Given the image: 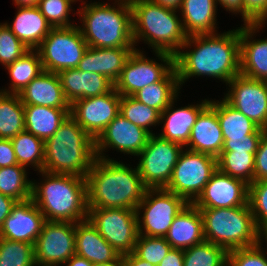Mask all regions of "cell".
<instances>
[{"mask_svg":"<svg viewBox=\"0 0 267 266\" xmlns=\"http://www.w3.org/2000/svg\"><path fill=\"white\" fill-rule=\"evenodd\" d=\"M191 46L194 47L192 50ZM174 67L180 87L196 76L216 78L227 86L240 74V27L221 34L217 31L214 34L188 36L174 55Z\"/></svg>","mask_w":267,"mask_h":266,"instance_id":"obj_1","label":"cell"},{"mask_svg":"<svg viewBox=\"0 0 267 266\" xmlns=\"http://www.w3.org/2000/svg\"><path fill=\"white\" fill-rule=\"evenodd\" d=\"M88 208L135 209L147 187L138 167L117 160L96 157L86 176Z\"/></svg>","mask_w":267,"mask_h":266,"instance_id":"obj_2","label":"cell"},{"mask_svg":"<svg viewBox=\"0 0 267 266\" xmlns=\"http://www.w3.org/2000/svg\"><path fill=\"white\" fill-rule=\"evenodd\" d=\"M42 181H32L34 204L46 221L72 222L88 217L86 177L40 171ZM44 181V182H43Z\"/></svg>","mask_w":267,"mask_h":266,"instance_id":"obj_3","label":"cell"},{"mask_svg":"<svg viewBox=\"0 0 267 266\" xmlns=\"http://www.w3.org/2000/svg\"><path fill=\"white\" fill-rule=\"evenodd\" d=\"M82 4L77 10L82 23L79 29L88 47L137 49L130 0H115L113 6L99 1Z\"/></svg>","mask_w":267,"mask_h":266,"instance_id":"obj_4","label":"cell"},{"mask_svg":"<svg viewBox=\"0 0 267 266\" xmlns=\"http://www.w3.org/2000/svg\"><path fill=\"white\" fill-rule=\"evenodd\" d=\"M43 171L86 177L94 160L95 140L69 115L45 142Z\"/></svg>","mask_w":267,"mask_h":266,"instance_id":"obj_5","label":"cell"},{"mask_svg":"<svg viewBox=\"0 0 267 266\" xmlns=\"http://www.w3.org/2000/svg\"><path fill=\"white\" fill-rule=\"evenodd\" d=\"M134 47L142 40L153 52L175 55L188 38L177 10L151 0H130Z\"/></svg>","mask_w":267,"mask_h":266,"instance_id":"obj_6","label":"cell"},{"mask_svg":"<svg viewBox=\"0 0 267 266\" xmlns=\"http://www.w3.org/2000/svg\"><path fill=\"white\" fill-rule=\"evenodd\" d=\"M205 241L227 252L258 245L259 230L249 203L231 208H199Z\"/></svg>","mask_w":267,"mask_h":266,"instance_id":"obj_7","label":"cell"},{"mask_svg":"<svg viewBox=\"0 0 267 266\" xmlns=\"http://www.w3.org/2000/svg\"><path fill=\"white\" fill-rule=\"evenodd\" d=\"M187 204L184 198L165 188H147L136 208L138 235L165 237L174 218Z\"/></svg>","mask_w":267,"mask_h":266,"instance_id":"obj_8","label":"cell"},{"mask_svg":"<svg viewBox=\"0 0 267 266\" xmlns=\"http://www.w3.org/2000/svg\"><path fill=\"white\" fill-rule=\"evenodd\" d=\"M87 48L79 26L74 25L52 28L36 50L43 71L58 73L77 68Z\"/></svg>","mask_w":267,"mask_h":266,"instance_id":"obj_9","label":"cell"},{"mask_svg":"<svg viewBox=\"0 0 267 266\" xmlns=\"http://www.w3.org/2000/svg\"><path fill=\"white\" fill-rule=\"evenodd\" d=\"M216 170V157L183 149L165 189L193 203Z\"/></svg>","mask_w":267,"mask_h":266,"instance_id":"obj_10","label":"cell"},{"mask_svg":"<svg viewBox=\"0 0 267 266\" xmlns=\"http://www.w3.org/2000/svg\"><path fill=\"white\" fill-rule=\"evenodd\" d=\"M87 218L120 256L134 251L138 237L135 209L88 208Z\"/></svg>","mask_w":267,"mask_h":266,"instance_id":"obj_11","label":"cell"},{"mask_svg":"<svg viewBox=\"0 0 267 266\" xmlns=\"http://www.w3.org/2000/svg\"><path fill=\"white\" fill-rule=\"evenodd\" d=\"M183 149L178 143L151 134L138 154L137 167L144 185L147 188H165Z\"/></svg>","mask_w":267,"mask_h":266,"instance_id":"obj_12","label":"cell"},{"mask_svg":"<svg viewBox=\"0 0 267 266\" xmlns=\"http://www.w3.org/2000/svg\"><path fill=\"white\" fill-rule=\"evenodd\" d=\"M158 60L146 58L143 51L135 49L126 61L114 88L121 96H133L145 86L161 81L174 68V55L155 52Z\"/></svg>","mask_w":267,"mask_h":266,"instance_id":"obj_13","label":"cell"},{"mask_svg":"<svg viewBox=\"0 0 267 266\" xmlns=\"http://www.w3.org/2000/svg\"><path fill=\"white\" fill-rule=\"evenodd\" d=\"M76 223L45 221L34 244L37 266H58L75 254Z\"/></svg>","mask_w":267,"mask_h":266,"instance_id":"obj_14","label":"cell"},{"mask_svg":"<svg viewBox=\"0 0 267 266\" xmlns=\"http://www.w3.org/2000/svg\"><path fill=\"white\" fill-rule=\"evenodd\" d=\"M227 85L229 88L224 99L257 126L267 130V81L239 74Z\"/></svg>","mask_w":267,"mask_h":266,"instance_id":"obj_15","label":"cell"},{"mask_svg":"<svg viewBox=\"0 0 267 266\" xmlns=\"http://www.w3.org/2000/svg\"><path fill=\"white\" fill-rule=\"evenodd\" d=\"M121 95L113 87L108 93L76 100L70 115L94 139L120 113Z\"/></svg>","mask_w":267,"mask_h":266,"instance_id":"obj_16","label":"cell"},{"mask_svg":"<svg viewBox=\"0 0 267 266\" xmlns=\"http://www.w3.org/2000/svg\"><path fill=\"white\" fill-rule=\"evenodd\" d=\"M150 135L144 128L134 125L119 113L95 140L96 157L110 160V157L103 153L108 148L138 156L146 146Z\"/></svg>","mask_w":267,"mask_h":266,"instance_id":"obj_17","label":"cell"},{"mask_svg":"<svg viewBox=\"0 0 267 266\" xmlns=\"http://www.w3.org/2000/svg\"><path fill=\"white\" fill-rule=\"evenodd\" d=\"M248 196V184L217 169L193 204L197 208H231L247 205Z\"/></svg>","mask_w":267,"mask_h":266,"instance_id":"obj_18","label":"cell"},{"mask_svg":"<svg viewBox=\"0 0 267 266\" xmlns=\"http://www.w3.org/2000/svg\"><path fill=\"white\" fill-rule=\"evenodd\" d=\"M45 221L44 215L32 199L16 202L4 220L0 237L34 245Z\"/></svg>","mask_w":267,"mask_h":266,"instance_id":"obj_19","label":"cell"},{"mask_svg":"<svg viewBox=\"0 0 267 266\" xmlns=\"http://www.w3.org/2000/svg\"><path fill=\"white\" fill-rule=\"evenodd\" d=\"M264 26L243 24L240 27V74L260 81H267V39L253 37Z\"/></svg>","mask_w":267,"mask_h":266,"instance_id":"obj_20","label":"cell"},{"mask_svg":"<svg viewBox=\"0 0 267 266\" xmlns=\"http://www.w3.org/2000/svg\"><path fill=\"white\" fill-rule=\"evenodd\" d=\"M223 144L224 137L217 117V100H210V104L197 117L184 148L217 158Z\"/></svg>","mask_w":267,"mask_h":266,"instance_id":"obj_21","label":"cell"},{"mask_svg":"<svg viewBox=\"0 0 267 266\" xmlns=\"http://www.w3.org/2000/svg\"><path fill=\"white\" fill-rule=\"evenodd\" d=\"M177 98L178 96L161 113L160 123H163V130H161L162 132L158 136L185 147L197 117L210 104V100L204 99L199 102L200 104H188V106L174 109V103L177 101Z\"/></svg>","mask_w":267,"mask_h":266,"instance_id":"obj_22","label":"cell"},{"mask_svg":"<svg viewBox=\"0 0 267 266\" xmlns=\"http://www.w3.org/2000/svg\"><path fill=\"white\" fill-rule=\"evenodd\" d=\"M57 74L63 93L70 104L78 99L108 93L114 87V84L105 76L84 72L77 68L64 69Z\"/></svg>","mask_w":267,"mask_h":266,"instance_id":"obj_23","label":"cell"},{"mask_svg":"<svg viewBox=\"0 0 267 266\" xmlns=\"http://www.w3.org/2000/svg\"><path fill=\"white\" fill-rule=\"evenodd\" d=\"M135 48H94L88 47L77 69L98 73L113 84L119 79L126 61Z\"/></svg>","mask_w":267,"mask_h":266,"instance_id":"obj_24","label":"cell"},{"mask_svg":"<svg viewBox=\"0 0 267 266\" xmlns=\"http://www.w3.org/2000/svg\"><path fill=\"white\" fill-rule=\"evenodd\" d=\"M23 105L53 108H71L66 99L57 73L43 71L19 94Z\"/></svg>","mask_w":267,"mask_h":266,"instance_id":"obj_25","label":"cell"},{"mask_svg":"<svg viewBox=\"0 0 267 266\" xmlns=\"http://www.w3.org/2000/svg\"><path fill=\"white\" fill-rule=\"evenodd\" d=\"M176 249H187L205 241L203 220L199 208L188 203L174 218L164 237Z\"/></svg>","mask_w":267,"mask_h":266,"instance_id":"obj_26","label":"cell"},{"mask_svg":"<svg viewBox=\"0 0 267 266\" xmlns=\"http://www.w3.org/2000/svg\"><path fill=\"white\" fill-rule=\"evenodd\" d=\"M75 242V254L93 264L116 262L121 257L88 218L76 223Z\"/></svg>","mask_w":267,"mask_h":266,"instance_id":"obj_27","label":"cell"},{"mask_svg":"<svg viewBox=\"0 0 267 266\" xmlns=\"http://www.w3.org/2000/svg\"><path fill=\"white\" fill-rule=\"evenodd\" d=\"M17 8L13 22H5V25L28 49L36 50L52 26L41 14L38 6Z\"/></svg>","mask_w":267,"mask_h":266,"instance_id":"obj_28","label":"cell"},{"mask_svg":"<svg viewBox=\"0 0 267 266\" xmlns=\"http://www.w3.org/2000/svg\"><path fill=\"white\" fill-rule=\"evenodd\" d=\"M179 11L187 36L217 33L216 0H183Z\"/></svg>","mask_w":267,"mask_h":266,"instance_id":"obj_29","label":"cell"},{"mask_svg":"<svg viewBox=\"0 0 267 266\" xmlns=\"http://www.w3.org/2000/svg\"><path fill=\"white\" fill-rule=\"evenodd\" d=\"M70 112L71 108L24 105L25 130L45 142L53 136Z\"/></svg>","mask_w":267,"mask_h":266,"instance_id":"obj_30","label":"cell"},{"mask_svg":"<svg viewBox=\"0 0 267 266\" xmlns=\"http://www.w3.org/2000/svg\"><path fill=\"white\" fill-rule=\"evenodd\" d=\"M180 89L177 71L174 67L161 81L143 87L133 97L162 113L179 96Z\"/></svg>","mask_w":267,"mask_h":266,"instance_id":"obj_31","label":"cell"},{"mask_svg":"<svg viewBox=\"0 0 267 266\" xmlns=\"http://www.w3.org/2000/svg\"><path fill=\"white\" fill-rule=\"evenodd\" d=\"M9 76L12 79L7 89L0 92L19 94L34 78L43 72L42 62L37 50H29L22 57L7 65Z\"/></svg>","mask_w":267,"mask_h":266,"instance_id":"obj_32","label":"cell"},{"mask_svg":"<svg viewBox=\"0 0 267 266\" xmlns=\"http://www.w3.org/2000/svg\"><path fill=\"white\" fill-rule=\"evenodd\" d=\"M217 117L224 139L246 138L259 126L232 107L224 98L217 100Z\"/></svg>","mask_w":267,"mask_h":266,"instance_id":"obj_33","label":"cell"},{"mask_svg":"<svg viewBox=\"0 0 267 266\" xmlns=\"http://www.w3.org/2000/svg\"><path fill=\"white\" fill-rule=\"evenodd\" d=\"M24 130V105L19 95L0 92V139H12Z\"/></svg>","mask_w":267,"mask_h":266,"instance_id":"obj_34","label":"cell"},{"mask_svg":"<svg viewBox=\"0 0 267 266\" xmlns=\"http://www.w3.org/2000/svg\"><path fill=\"white\" fill-rule=\"evenodd\" d=\"M17 163L21 166L34 167V171H43L44 141L24 130L11 139Z\"/></svg>","mask_w":267,"mask_h":266,"instance_id":"obj_35","label":"cell"},{"mask_svg":"<svg viewBox=\"0 0 267 266\" xmlns=\"http://www.w3.org/2000/svg\"><path fill=\"white\" fill-rule=\"evenodd\" d=\"M27 168L19 164L0 168V193L17 202L31 199L32 180H28Z\"/></svg>","mask_w":267,"mask_h":266,"instance_id":"obj_36","label":"cell"},{"mask_svg":"<svg viewBox=\"0 0 267 266\" xmlns=\"http://www.w3.org/2000/svg\"><path fill=\"white\" fill-rule=\"evenodd\" d=\"M255 153L221 152L217 157V169L250 185L254 182Z\"/></svg>","mask_w":267,"mask_h":266,"instance_id":"obj_37","label":"cell"},{"mask_svg":"<svg viewBox=\"0 0 267 266\" xmlns=\"http://www.w3.org/2000/svg\"><path fill=\"white\" fill-rule=\"evenodd\" d=\"M120 114L134 125L144 128L150 134H155L150 130L151 126L160 124L161 113L139 102L133 96H121Z\"/></svg>","mask_w":267,"mask_h":266,"instance_id":"obj_38","label":"cell"},{"mask_svg":"<svg viewBox=\"0 0 267 266\" xmlns=\"http://www.w3.org/2000/svg\"><path fill=\"white\" fill-rule=\"evenodd\" d=\"M227 255L221 246L204 241L184 250V266H225Z\"/></svg>","mask_w":267,"mask_h":266,"instance_id":"obj_39","label":"cell"},{"mask_svg":"<svg viewBox=\"0 0 267 266\" xmlns=\"http://www.w3.org/2000/svg\"><path fill=\"white\" fill-rule=\"evenodd\" d=\"M0 266H36L34 245L0 237Z\"/></svg>","mask_w":267,"mask_h":266,"instance_id":"obj_40","label":"cell"},{"mask_svg":"<svg viewBox=\"0 0 267 266\" xmlns=\"http://www.w3.org/2000/svg\"><path fill=\"white\" fill-rule=\"evenodd\" d=\"M172 246L164 237L138 235L133 253L140 259L158 266Z\"/></svg>","mask_w":267,"mask_h":266,"instance_id":"obj_41","label":"cell"},{"mask_svg":"<svg viewBox=\"0 0 267 266\" xmlns=\"http://www.w3.org/2000/svg\"><path fill=\"white\" fill-rule=\"evenodd\" d=\"M75 0H39L38 7L41 14L46 18L52 28L71 27L76 24L71 23V4Z\"/></svg>","mask_w":267,"mask_h":266,"instance_id":"obj_42","label":"cell"},{"mask_svg":"<svg viewBox=\"0 0 267 266\" xmlns=\"http://www.w3.org/2000/svg\"><path fill=\"white\" fill-rule=\"evenodd\" d=\"M248 203L258 230L267 227V180L254 181L249 185Z\"/></svg>","mask_w":267,"mask_h":266,"instance_id":"obj_43","label":"cell"},{"mask_svg":"<svg viewBox=\"0 0 267 266\" xmlns=\"http://www.w3.org/2000/svg\"><path fill=\"white\" fill-rule=\"evenodd\" d=\"M29 50L5 23H0V63L4 68Z\"/></svg>","mask_w":267,"mask_h":266,"instance_id":"obj_44","label":"cell"},{"mask_svg":"<svg viewBox=\"0 0 267 266\" xmlns=\"http://www.w3.org/2000/svg\"><path fill=\"white\" fill-rule=\"evenodd\" d=\"M262 246L231 250L227 255L228 266H267L266 252Z\"/></svg>","mask_w":267,"mask_h":266,"instance_id":"obj_45","label":"cell"},{"mask_svg":"<svg viewBox=\"0 0 267 266\" xmlns=\"http://www.w3.org/2000/svg\"><path fill=\"white\" fill-rule=\"evenodd\" d=\"M265 131V129L259 127L254 133L247 135L246 138L224 139L221 152L255 153L257 151L259 141Z\"/></svg>","mask_w":267,"mask_h":266,"instance_id":"obj_46","label":"cell"},{"mask_svg":"<svg viewBox=\"0 0 267 266\" xmlns=\"http://www.w3.org/2000/svg\"><path fill=\"white\" fill-rule=\"evenodd\" d=\"M244 24L267 23V0H243Z\"/></svg>","mask_w":267,"mask_h":266,"instance_id":"obj_47","label":"cell"},{"mask_svg":"<svg viewBox=\"0 0 267 266\" xmlns=\"http://www.w3.org/2000/svg\"><path fill=\"white\" fill-rule=\"evenodd\" d=\"M267 180V130L263 133L255 152L254 181Z\"/></svg>","mask_w":267,"mask_h":266,"instance_id":"obj_48","label":"cell"},{"mask_svg":"<svg viewBox=\"0 0 267 266\" xmlns=\"http://www.w3.org/2000/svg\"><path fill=\"white\" fill-rule=\"evenodd\" d=\"M17 164L11 139H0V168Z\"/></svg>","mask_w":267,"mask_h":266,"instance_id":"obj_49","label":"cell"},{"mask_svg":"<svg viewBox=\"0 0 267 266\" xmlns=\"http://www.w3.org/2000/svg\"><path fill=\"white\" fill-rule=\"evenodd\" d=\"M158 266H184V250L172 248Z\"/></svg>","mask_w":267,"mask_h":266,"instance_id":"obj_50","label":"cell"},{"mask_svg":"<svg viewBox=\"0 0 267 266\" xmlns=\"http://www.w3.org/2000/svg\"><path fill=\"white\" fill-rule=\"evenodd\" d=\"M16 200L0 193V229L3 226L4 220L11 213L12 207L16 204Z\"/></svg>","mask_w":267,"mask_h":266,"instance_id":"obj_51","label":"cell"},{"mask_svg":"<svg viewBox=\"0 0 267 266\" xmlns=\"http://www.w3.org/2000/svg\"><path fill=\"white\" fill-rule=\"evenodd\" d=\"M216 4H220L229 13L241 15L243 21V0H216Z\"/></svg>","mask_w":267,"mask_h":266,"instance_id":"obj_52","label":"cell"},{"mask_svg":"<svg viewBox=\"0 0 267 266\" xmlns=\"http://www.w3.org/2000/svg\"><path fill=\"white\" fill-rule=\"evenodd\" d=\"M123 266H154L151 263L138 258L133 252L122 256Z\"/></svg>","mask_w":267,"mask_h":266,"instance_id":"obj_53","label":"cell"},{"mask_svg":"<svg viewBox=\"0 0 267 266\" xmlns=\"http://www.w3.org/2000/svg\"><path fill=\"white\" fill-rule=\"evenodd\" d=\"M151 1L165 8H170L179 11L183 0H151Z\"/></svg>","mask_w":267,"mask_h":266,"instance_id":"obj_54","label":"cell"},{"mask_svg":"<svg viewBox=\"0 0 267 266\" xmlns=\"http://www.w3.org/2000/svg\"><path fill=\"white\" fill-rule=\"evenodd\" d=\"M65 264L66 266H93L92 262L77 254H74Z\"/></svg>","mask_w":267,"mask_h":266,"instance_id":"obj_55","label":"cell"},{"mask_svg":"<svg viewBox=\"0 0 267 266\" xmlns=\"http://www.w3.org/2000/svg\"><path fill=\"white\" fill-rule=\"evenodd\" d=\"M17 7H33L38 5L39 0H13Z\"/></svg>","mask_w":267,"mask_h":266,"instance_id":"obj_56","label":"cell"},{"mask_svg":"<svg viewBox=\"0 0 267 266\" xmlns=\"http://www.w3.org/2000/svg\"><path fill=\"white\" fill-rule=\"evenodd\" d=\"M258 241H259V245L263 246V243L265 242L267 245V227L264 229L259 230V236H258ZM264 239V240H263ZM264 241V242H263ZM267 248V247H266ZM267 250V249H266ZM265 250V252L267 253V251Z\"/></svg>","mask_w":267,"mask_h":266,"instance_id":"obj_57","label":"cell"},{"mask_svg":"<svg viewBox=\"0 0 267 266\" xmlns=\"http://www.w3.org/2000/svg\"><path fill=\"white\" fill-rule=\"evenodd\" d=\"M93 266H123L122 256L116 261L111 263L93 264Z\"/></svg>","mask_w":267,"mask_h":266,"instance_id":"obj_58","label":"cell"}]
</instances>
